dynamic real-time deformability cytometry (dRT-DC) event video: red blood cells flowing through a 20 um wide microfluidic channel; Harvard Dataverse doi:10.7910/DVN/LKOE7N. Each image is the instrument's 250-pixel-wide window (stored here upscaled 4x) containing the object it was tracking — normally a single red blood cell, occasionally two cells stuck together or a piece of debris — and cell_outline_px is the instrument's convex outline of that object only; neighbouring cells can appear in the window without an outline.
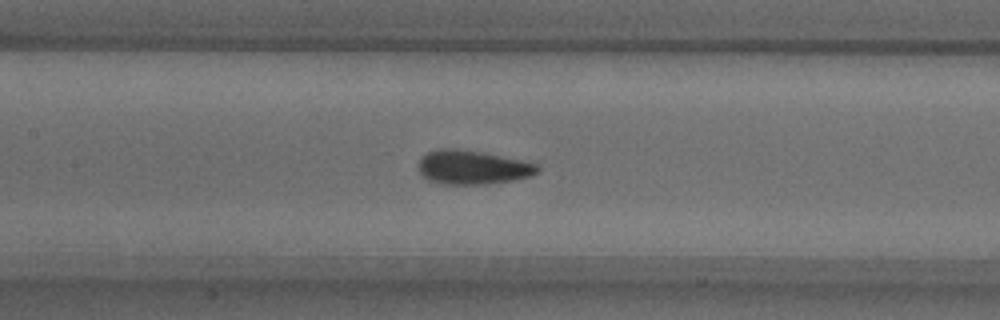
{"species": "common noctule bat (a hibernating species)", "species_latin": "Nyctalus noctula", "temperature_condition": "warm", "stored_images_in_passage": 29, "camera_frame_rate_fps": 3000, "um_per_image_px": 0.085, "animal": {"sex": "male", "body_mass_g": 18.8}, "frame": {"image": 1, "passage_image": 13, "time_ms": 4.0, "image_size_px": [1000, 320], "cell_outline_px": [[540, 168], [536, 172], [528, 176], [512, 180], [484, 184], [444, 184], [428, 180], [420, 172], [416, 164], [420, 156], [436, 148], [456, 148], [480, 152], [520, 160], [536, 164]], "centroid_in_image_um": [40.06, 14.21], "position_along_channel_um": 167.3, "area_um2": 23.41}}